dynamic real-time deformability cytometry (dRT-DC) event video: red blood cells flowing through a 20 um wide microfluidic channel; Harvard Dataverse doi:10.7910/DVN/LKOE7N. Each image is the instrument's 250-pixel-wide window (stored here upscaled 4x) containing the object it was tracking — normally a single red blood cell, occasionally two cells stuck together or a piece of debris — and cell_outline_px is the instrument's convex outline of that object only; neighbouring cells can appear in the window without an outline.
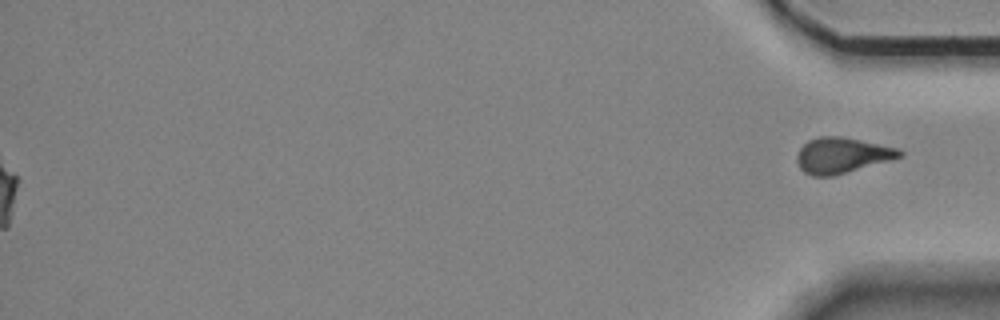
{"species": "Egyptian fruit bat (a non-hibernating species)", "species_latin": "Rousettus aegyptiacus", "temperature_condition": "room temperature", "stored_images_in_passage": 57, "segment_of_instrument_passage": [2, 2], "camera_frame_rate_fps": 3000, "um_per_image_px": 0.085, "animal": {"sex": "female"}, "frame": {"image": 1, "passage_image": 57, "time_ms": 18.667, "image_size_px": [1000, 320], "cell_outline_px": [[904, 156], [892, 160], [832, 176], [812, 176], [804, 172], [800, 168], [796, 160], [796, 156], [800, 148], [808, 140], [820, 136], [840, 136], [900, 148], [904, 152]], "centroid_in_image_um": [71.59, 13.2], "position_along_channel_um": 363.6, "area_um2": 21.44}}